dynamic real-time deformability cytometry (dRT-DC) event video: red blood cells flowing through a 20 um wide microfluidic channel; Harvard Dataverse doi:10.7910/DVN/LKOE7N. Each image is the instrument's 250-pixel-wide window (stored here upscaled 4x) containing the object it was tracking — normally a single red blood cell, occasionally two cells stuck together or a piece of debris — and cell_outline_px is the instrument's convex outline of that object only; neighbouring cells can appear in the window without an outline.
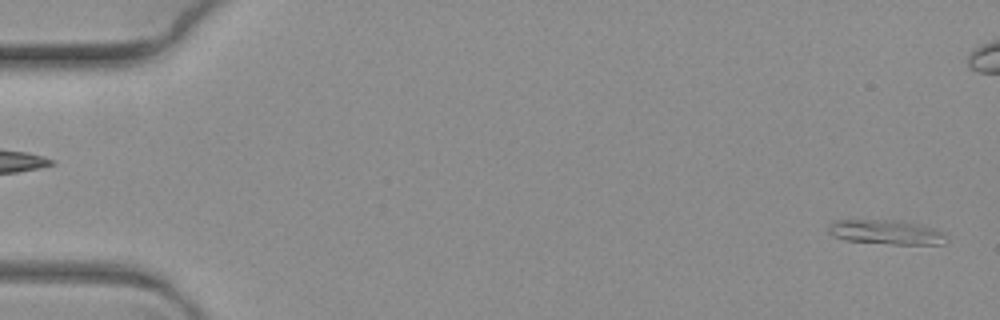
{"species": "common noctule bat (a hibernating species)", "species_latin": "Nyctalus noctula", "temperature_condition": "warm", "stored_images_in_passage": 7, "segment_of_instrument_passage": [2, 2], "camera_frame_rate_fps": 3000, "um_per_image_px": 0.085, "animal": {"sex": "female", "body_mass_g": 19.3, "forearm_length_mm": 54.1}, "frame": {"image": 1, "passage_image": 7, "time_ms": 2.0, "image_size_px": [1000, 320], "cell_outline_px": [[948, 240], [944, 244], [892, 244], [844, 240], [832, 236], [828, 232], [828, 224], [832, 220], [904, 220], [936, 228], [944, 232]], "centroid_in_image_um": [75.34, 19.72], "position_along_channel_um": 9.7, "area_um2": 17.22}}